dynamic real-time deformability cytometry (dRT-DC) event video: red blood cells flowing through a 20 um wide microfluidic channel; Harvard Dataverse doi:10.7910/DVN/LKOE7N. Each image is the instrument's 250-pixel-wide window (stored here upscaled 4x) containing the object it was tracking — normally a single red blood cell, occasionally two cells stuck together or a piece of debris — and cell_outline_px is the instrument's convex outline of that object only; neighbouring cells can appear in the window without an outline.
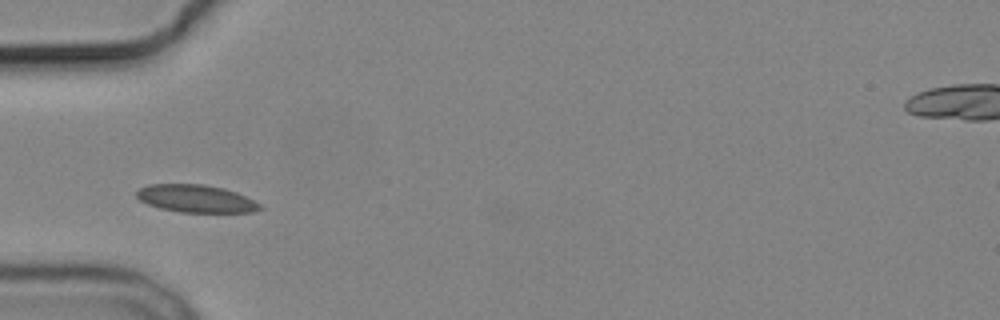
{"species": "common noctule bat (a hibernating species)", "species_latin": "Nyctalus noctula", "temperature_condition": "cold", "stored_images_in_passage": 4, "camera_frame_rate_fps": 3000, "um_per_image_px": 0.085, "animal": {"sex": "male", "body_mass_g": 19.2, "forearm_length_mm": 51.8}, "frame": {"image": 1, "passage_image": 2, "time_ms": 1.333, "image_size_px": [1000, 320], "cell_outline_px": [[264, 208], [252, 212], [180, 212], [160, 208], [148, 204], [140, 200], [136, 196], [136, 192], [140, 188], [148, 184], [204, 184], [224, 188], [236, 192], [260, 204]], "centroid_in_image_um": [16.65, 16.88], "position_along_channel_um": 68.4, "area_um2": 19.77}}
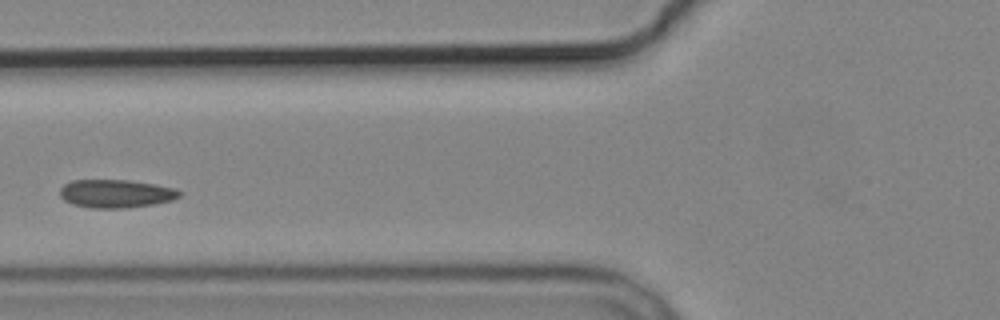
{"frame": {"image": 2, "passage_image": 3, "time_ms": 2.667, "image_size_px": [1000, 320], "cell_outline_px": [[184, 192], [180, 196], [172, 200], [152, 204], [124, 208], [92, 208], [72, 204], [64, 200], [60, 196], [60, 188], [64, 184], [72, 180], [128, 180], [156, 184], [176, 188]], "centroid_in_image_um": [9.87, 16.45], "position_along_channel_um": 115.9, "area_um2": 19.77}}
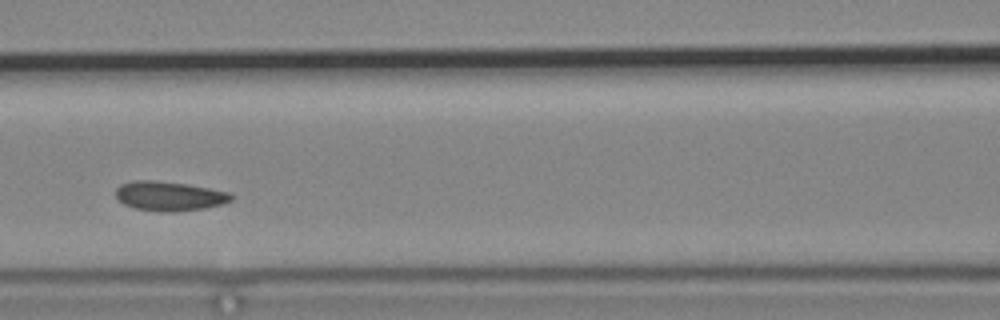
{"frame": {"image": 3, "passage_image": 4, "time_ms": 3.667, "image_size_px": [1000, 320], "cell_outline_px": [[232, 200], [224, 204], [204, 208], [176, 212], [164, 212], [136, 208], [124, 204], [116, 196], [116, 188], [120, 184], [132, 180], [156, 180], [188, 184], [232, 192]], "centroid_in_image_um": [14.42, 16.65], "position_along_channel_um": 152.2, "area_um2": 20.0}}